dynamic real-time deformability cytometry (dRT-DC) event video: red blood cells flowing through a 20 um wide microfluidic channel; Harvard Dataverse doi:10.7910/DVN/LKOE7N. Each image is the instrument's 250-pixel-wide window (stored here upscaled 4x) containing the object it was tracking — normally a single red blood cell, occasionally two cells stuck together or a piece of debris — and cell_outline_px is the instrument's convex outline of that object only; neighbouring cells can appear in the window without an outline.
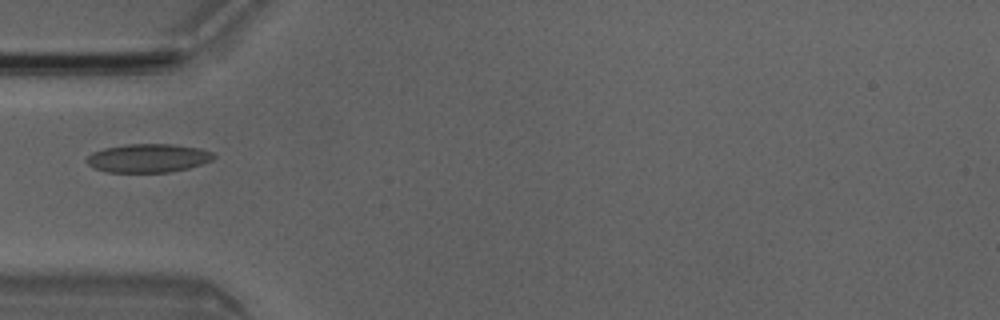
{"species": "Egyptian fruit bat (a non-hibernating species)", "species_latin": "Rousettus aegyptiacus", "temperature_condition": "room temperature", "stored_images_in_passage": 4, "camera_frame_rate_fps": 3000, "um_per_image_px": 0.085, "animal": {"sex": "male"}, "frame": {"image": 1, "passage_image": 4, "time_ms": 1.0, "image_size_px": [1000, 320], "cell_outline_px": [[216, 156], [212, 160], [188, 168], [168, 172], [108, 172], [92, 168], [84, 160], [92, 152], [104, 148], [124, 144], [176, 144], [200, 148], [212, 152]], "centroid_in_image_um": [12.56, 13.43], "position_along_channel_um": 72.4, "area_um2": 21.27}}